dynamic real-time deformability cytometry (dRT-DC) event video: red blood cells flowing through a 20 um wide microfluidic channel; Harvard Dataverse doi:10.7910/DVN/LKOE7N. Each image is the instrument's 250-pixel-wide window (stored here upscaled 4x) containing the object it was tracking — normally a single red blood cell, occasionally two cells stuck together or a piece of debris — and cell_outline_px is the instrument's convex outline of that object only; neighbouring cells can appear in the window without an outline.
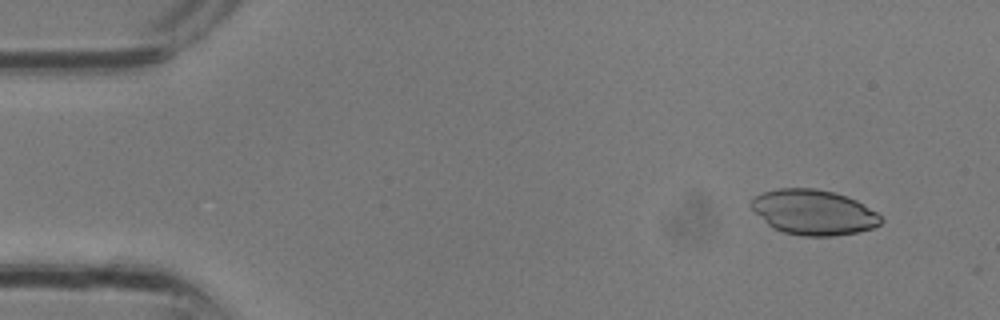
{"species": "common noctule bat (a hibernating species)", "species_latin": "Nyctalus noctula", "temperature_condition": "room temperature", "stored_images_in_passage": 15, "camera_frame_rate_fps": 3000, "um_per_image_px": 0.085, "animal": {"sex": "male", "body_mass_g": 13.3}, "frame": {"image": 1, "passage_image": 3, "time_ms": 0.667, "image_size_px": [1000, 320], "cell_outline_px": [[884, 220], [880, 224], [872, 228], [856, 232], [836, 236], [804, 236], [784, 232], [772, 228], [752, 208], [752, 200], [756, 196], [764, 192], [776, 188], [816, 188], [848, 196], [856, 200], [876, 212]], "centroid_in_image_um": [69.18, 18.04], "position_along_channel_um": 15.8, "area_um2": 33.87}}